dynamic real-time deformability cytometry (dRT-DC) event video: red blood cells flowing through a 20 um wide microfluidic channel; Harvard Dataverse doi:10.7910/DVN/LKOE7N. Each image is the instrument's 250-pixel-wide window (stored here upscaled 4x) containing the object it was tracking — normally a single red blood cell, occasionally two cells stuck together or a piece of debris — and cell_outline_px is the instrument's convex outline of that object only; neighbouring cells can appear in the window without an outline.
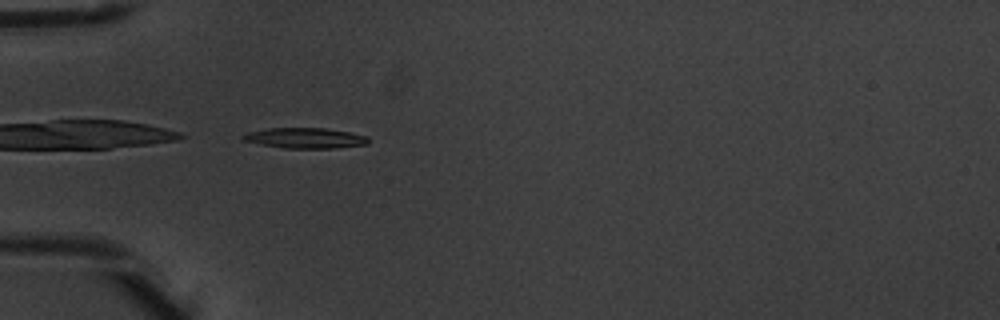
{"species": "common noctule bat (a hibernating species)", "species_latin": "Nyctalus noctula", "temperature_condition": "warm", "stored_images_in_passage": 5, "camera_frame_rate_fps": 3000, "um_per_image_px": 0.085, "animal": {"sex": "male", "body_mass_g": 20.1, "forearm_length_mm": 53.5}, "frame": {"image": 1, "passage_image": 5, "time_ms": 1.333, "image_size_px": [1000, 320], "cell_outline_px": [[368, 144], [336, 148], [284, 148], [244, 140], [240, 136], [248, 132], [268, 128], [324, 128], [348, 132], [368, 136]], "centroid_in_image_um": [25.97, 11.73], "position_along_channel_um": 59.0, "area_um2": 14.74}}